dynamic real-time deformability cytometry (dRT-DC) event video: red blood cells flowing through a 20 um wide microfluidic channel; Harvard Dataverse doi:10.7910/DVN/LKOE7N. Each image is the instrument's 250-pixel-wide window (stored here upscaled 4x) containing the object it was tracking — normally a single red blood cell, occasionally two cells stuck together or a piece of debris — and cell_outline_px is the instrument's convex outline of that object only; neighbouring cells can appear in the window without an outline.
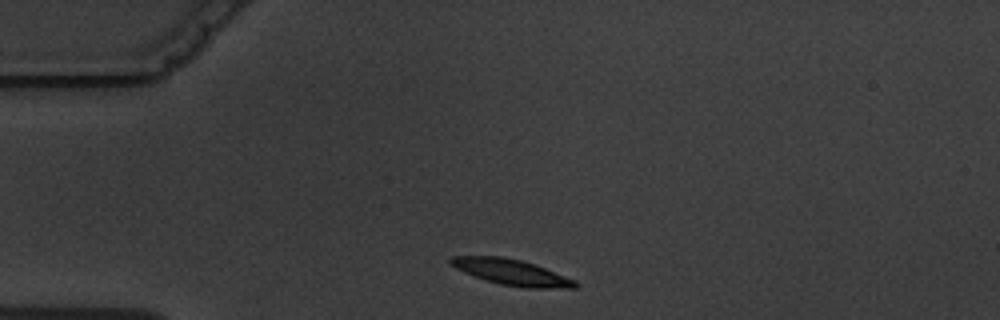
{"species": "common noctule bat (a hibernating species)", "species_latin": "Nyctalus noctula", "temperature_condition": "warm", "stored_images_in_passage": 2, "camera_frame_rate_fps": 3000, "um_per_image_px": 0.085, "animal": {"sex": "male", "body_mass_g": 19.5, "forearm_length_mm": 54.6}, "frame": {"image": 1, "passage_image": 1, "time_ms": 0.0, "image_size_px": [1000, 320], "cell_outline_px": [[580, 284], [576, 288], [524, 288], [500, 284], [464, 272], [448, 264], [448, 260], [452, 256], [500, 256], [520, 260], [536, 264], [576, 280]], "centroid_in_image_um": [43.52, 23.14], "position_along_channel_um": 41.5, "area_um2": 18.79}}